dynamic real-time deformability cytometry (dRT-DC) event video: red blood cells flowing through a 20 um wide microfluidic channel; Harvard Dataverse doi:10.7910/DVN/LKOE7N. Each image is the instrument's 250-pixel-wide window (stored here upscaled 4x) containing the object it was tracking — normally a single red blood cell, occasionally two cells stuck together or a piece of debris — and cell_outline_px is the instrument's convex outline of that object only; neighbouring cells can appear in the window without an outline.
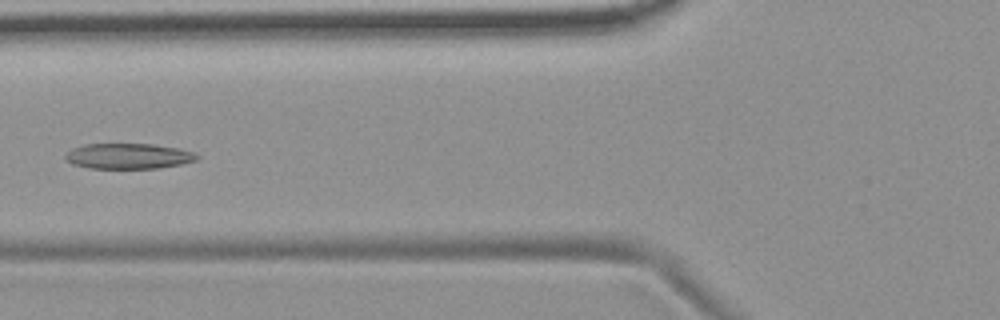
{"species": "common noctule bat (a hibernating species)", "species_latin": "Nyctalus noctula", "temperature_condition": "room temperature", "stored_images_in_passage": 9, "camera_frame_rate_fps": 3000, "um_per_image_px": 0.085, "animal": {"sex": "female", "body_mass_g": 19.9}, "frame": {"image": 1, "passage_image": 7, "time_ms": 7.0, "image_size_px": [1000, 320], "cell_outline_px": [[200, 156], [196, 160], [180, 164], [160, 168], [88, 168], [72, 164], [64, 160], [64, 156], [72, 148], [84, 144], [152, 144], [180, 148], [196, 152]], "centroid_in_image_um": [10.92, 13.26], "position_along_channel_um": 114.9, "area_um2": 19.71}}
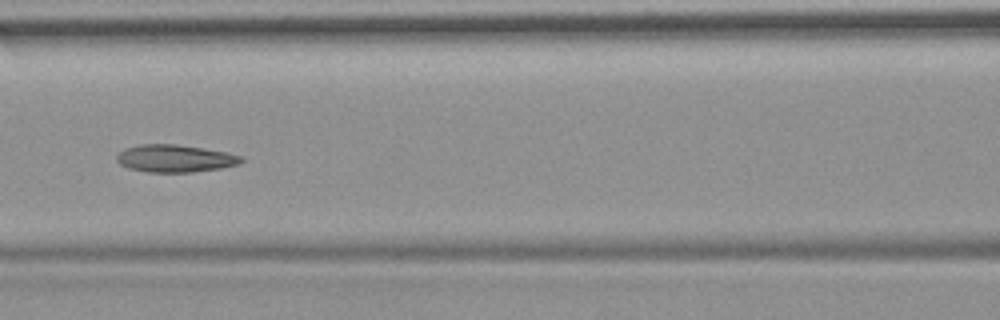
{"frame": {"image": 2, "passage_image": 8, "time_ms": 8.0, "image_size_px": [1000, 320], "cell_outline_px": [[244, 160], [240, 164], [220, 168], [192, 172], [148, 172], [128, 168], [120, 164], [116, 160], [116, 156], [124, 148], [140, 144], [176, 144], [204, 148], [228, 152], [244, 156]], "centroid_in_image_um": [14.9, 13.46], "position_along_channel_um": 151.7, "area_um2": 20.11}}
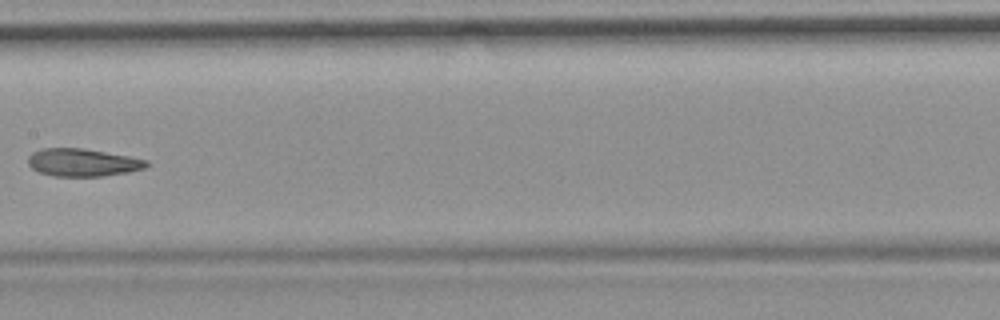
{"frame": {"image": 3, "passage_image": 9, "time_ms": 9.333, "image_size_px": [1000, 320], "cell_outline_px": [[148, 164], [144, 168], [128, 172], [104, 176], [52, 176], [40, 172], [32, 168], [28, 164], [28, 156], [32, 152], [44, 148], [84, 148], [128, 156], [148, 160]], "centroid_in_image_um": [7.01, 13.81], "position_along_channel_um": 200.4, "area_um2": 19.07}}